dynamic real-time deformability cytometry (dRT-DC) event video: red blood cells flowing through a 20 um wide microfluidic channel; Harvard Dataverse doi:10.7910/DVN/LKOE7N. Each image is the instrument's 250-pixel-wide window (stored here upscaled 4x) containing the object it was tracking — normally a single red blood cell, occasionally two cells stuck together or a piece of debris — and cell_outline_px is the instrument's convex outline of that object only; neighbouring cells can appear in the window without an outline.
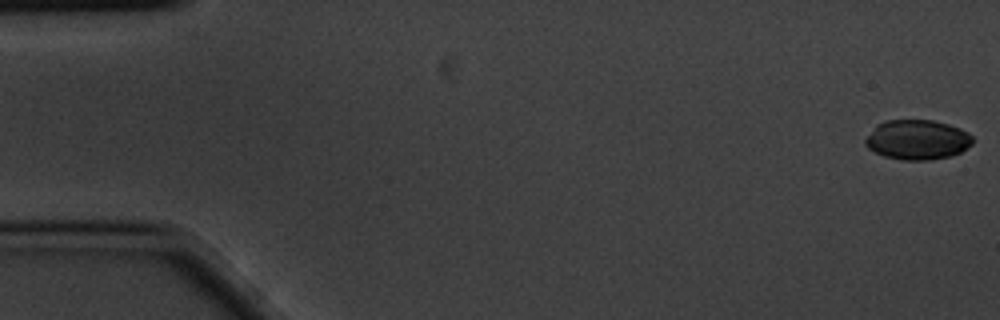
{"species": "common noctule bat (a hibernating species)", "species_latin": "Nyctalus noctula", "temperature_condition": "cold", "stored_images_in_passage": 7, "camera_frame_rate_fps": 3000, "um_per_image_px": 0.085, "animal": {"sex": "male", "body_mass_g": 20.1, "forearm_length_mm": 53.5}, "frame": {"image": 1, "passage_image": 1, "time_ms": 0.0, "image_size_px": [1000, 320], "cell_outline_px": [[972, 144], [960, 152], [952, 156], [932, 160], [904, 160], [884, 156], [868, 148], [864, 144], [864, 140], [876, 124], [888, 120], [932, 120], [948, 124], [968, 132], [972, 136]], "centroid_in_image_um": [77.96, 11.88], "position_along_channel_um": 7.0, "area_um2": 24.91}}
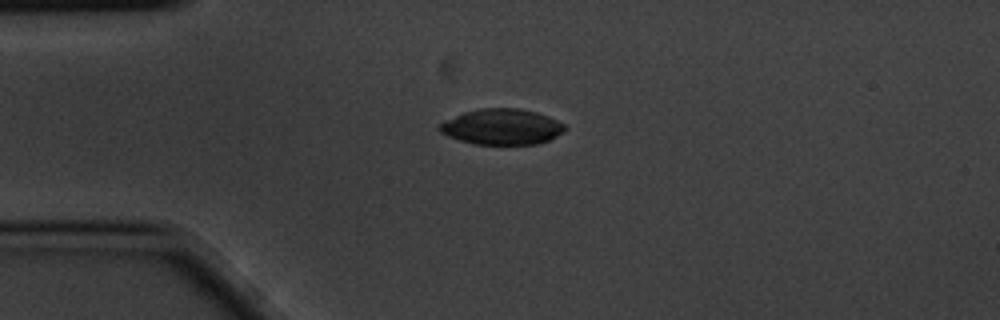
{"frame": {"image": 2, "passage_image": 4, "time_ms": 1.0, "image_size_px": [1000, 320], "cell_outline_px": [[568, 128], [564, 132], [548, 140], [536, 144], [476, 144], [460, 140], [448, 136], [440, 132], [436, 128], [440, 124], [464, 112], [480, 108], [520, 108], [536, 112], [548, 116], [564, 124]], "centroid_in_image_um": [42.68, 10.77], "position_along_channel_um": 42.3, "area_um2": 25.95}}